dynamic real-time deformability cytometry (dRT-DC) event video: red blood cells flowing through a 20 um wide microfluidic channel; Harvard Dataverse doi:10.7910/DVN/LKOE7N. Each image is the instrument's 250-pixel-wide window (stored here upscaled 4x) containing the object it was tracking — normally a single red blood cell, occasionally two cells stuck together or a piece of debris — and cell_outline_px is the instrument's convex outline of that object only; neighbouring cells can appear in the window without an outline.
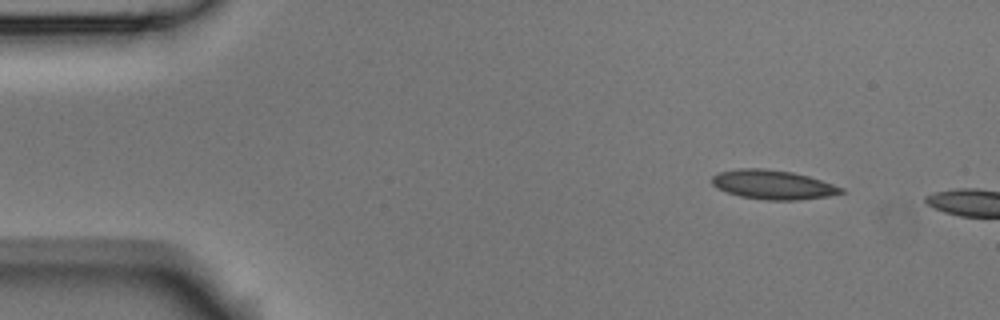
{"species": "Egyptian fruit bat (a non-hibernating species)", "species_latin": "Rousettus aegyptiacus", "temperature_condition": "room temperature", "stored_images_in_passage": 2, "camera_frame_rate_fps": 3000, "um_per_image_px": 0.085, "animal": {"sex": "male"}, "frame": {"image": 1, "passage_image": 1, "time_ms": 0.0, "image_size_px": [1000, 320], "cell_outline_px": [[844, 192], [828, 196], [796, 200], [768, 200], [740, 196], [716, 188], [712, 184], [712, 176], [720, 172], [740, 168], [764, 168], [792, 172], [808, 176], [844, 188]], "centroid_in_image_um": [65.68, 15.69], "position_along_channel_um": 19.3, "area_um2": 21.79}}